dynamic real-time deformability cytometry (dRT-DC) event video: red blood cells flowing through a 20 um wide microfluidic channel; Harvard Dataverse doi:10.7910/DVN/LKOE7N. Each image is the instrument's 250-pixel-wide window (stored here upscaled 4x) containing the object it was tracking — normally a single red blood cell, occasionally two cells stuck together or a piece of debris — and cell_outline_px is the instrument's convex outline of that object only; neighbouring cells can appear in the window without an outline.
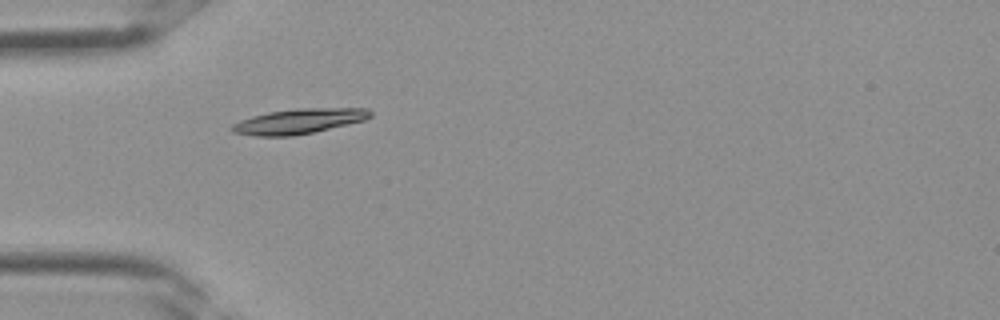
{"species": "Egyptian fruit bat (a non-hibernating species)", "species_latin": "Rousettus aegyptiacus", "temperature_condition": "room temperature", "stored_images_in_passage": 4, "camera_frame_rate_fps": 3000, "um_per_image_px": 0.085, "frame": {"image": 1, "passage_image": 3, "time_ms": 0.667, "image_size_px": [1000, 320], "cell_outline_px": [[372, 116], [364, 120], [312, 132], [292, 136], [252, 136], [232, 132], [228, 128], [232, 124], [240, 120], [252, 116], [268, 112], [296, 108], [368, 108], [372, 112]], "centroid_in_image_um": [25.35, 10.3], "position_along_channel_um": 59.7, "area_um2": 20.23}}
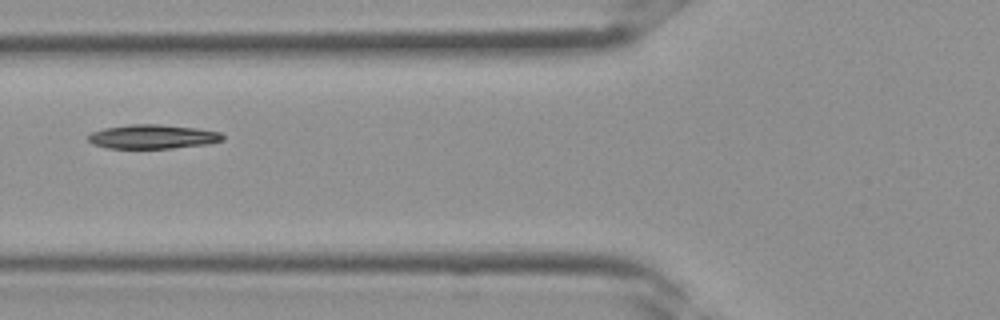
{"frame": {"image": 2, "passage_image": 4, "time_ms": 1.0, "image_size_px": [1000, 320], "cell_outline_px": [[224, 140], [208, 144], [172, 148], [108, 148], [92, 144], [88, 140], [88, 136], [92, 132], [104, 128], [128, 124], [160, 124], [196, 128], [220, 132], [224, 136]], "centroid_in_image_um": [12.98, 11.61], "position_along_channel_um": 112.8, "area_um2": 18.96}}